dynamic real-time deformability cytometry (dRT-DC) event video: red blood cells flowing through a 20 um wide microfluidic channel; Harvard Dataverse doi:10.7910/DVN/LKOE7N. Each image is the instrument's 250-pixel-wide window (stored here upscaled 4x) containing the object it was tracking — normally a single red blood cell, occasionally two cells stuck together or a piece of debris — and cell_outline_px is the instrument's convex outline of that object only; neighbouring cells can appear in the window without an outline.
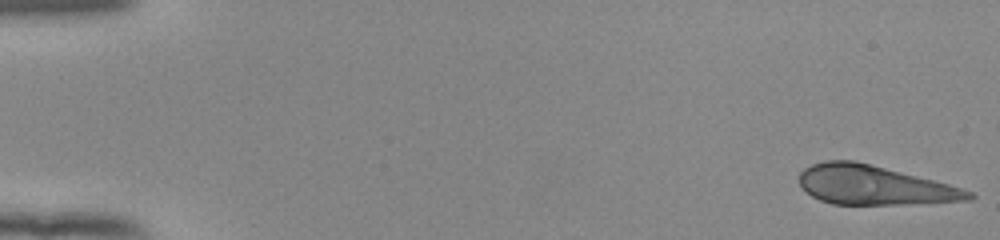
{"species": "human", "species_latin": "Homo sapiens", "temperature_condition": "room temperature", "stored_images_in_passage": 49, "camera_frame_rate_fps": 3000, "um_per_image_px": 0.085, "donor": {"sex": "female"}, "frame": {"image": 1, "passage_image": 1, "time_ms": 0.0, "image_size_px": [1000, 240], "cell_outline_px": [[976, 196], [972, 200], [900, 204], [832, 204], [820, 200], [812, 196], [800, 184], [800, 172], [804, 168], [812, 164], [824, 160], [856, 160], [948, 184], [972, 192]], "centroid_in_image_um": [74.27, 15.73], "position_along_channel_um": 10.7, "area_um2": 38.38}}
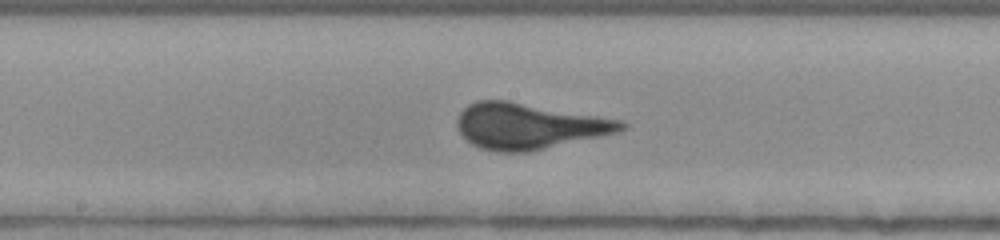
{"frame": {"image": 2, "passage_image": 28, "time_ms": 9.0, "image_size_px": [1000, 240], "cell_outline_px": [[628, 128], [620, 132], [528, 152], [496, 152], [480, 148], [472, 144], [460, 132], [456, 124], [456, 120], [460, 112], [468, 104], [476, 100], [508, 100], [620, 120], [628, 124]], "centroid_in_image_um": [44.94, 10.72], "position_along_channel_um": 203.3, "area_um2": 43.81}}
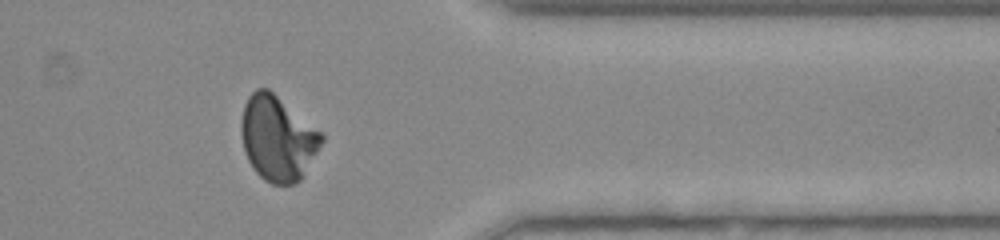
{"frame": {"image": 3, "passage_image": 43, "time_ms": 14.0, "image_size_px": [1000, 240], "cell_outline_px": [[324, 140], [304, 176], [296, 184], [272, 184], [264, 180], [256, 172], [248, 160], [244, 148], [240, 132], [240, 120], [244, 104], [248, 96], [256, 88], [268, 88], [320, 132], [324, 136]], "centroid_in_image_um": [23.58, 11.77], "position_along_channel_um": 387.8, "area_um2": 39.65}}